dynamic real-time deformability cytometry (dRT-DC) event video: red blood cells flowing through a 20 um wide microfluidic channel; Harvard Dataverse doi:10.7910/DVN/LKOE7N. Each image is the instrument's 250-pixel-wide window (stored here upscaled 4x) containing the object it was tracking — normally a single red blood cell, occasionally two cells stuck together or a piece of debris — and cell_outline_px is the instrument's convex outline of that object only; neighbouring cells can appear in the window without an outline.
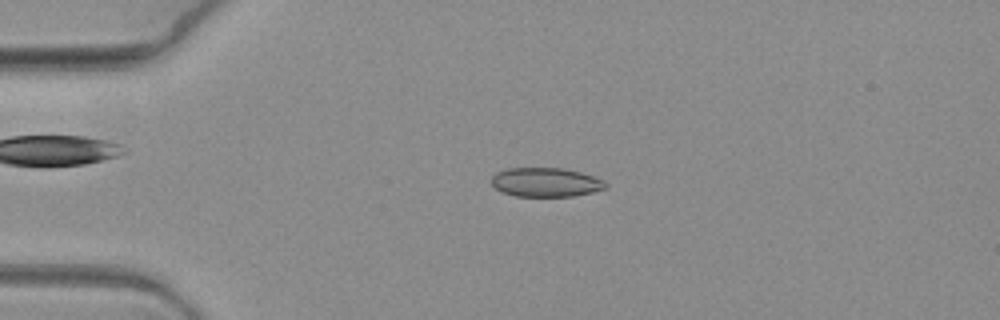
{"species": "common noctule bat (a hibernating species)", "species_latin": "Nyctalus noctula", "temperature_condition": "warm", "stored_images_in_passage": 9, "camera_frame_rate_fps": 3000, "um_per_image_px": 0.085, "animal": {"sex": "female", "body_mass_g": 19.3, "forearm_length_mm": 54.1}, "frame": {"image": 1, "passage_image": 4, "time_ms": 1.0, "image_size_px": [1000, 320], "cell_outline_px": [[608, 188], [592, 192], [572, 196], [516, 196], [500, 192], [492, 184], [492, 176], [496, 172], [508, 168], [564, 168], [580, 172], [604, 180], [608, 184]], "centroid_in_image_um": [46.4, 15.49], "position_along_channel_um": 38.6, "area_um2": 19.42}}
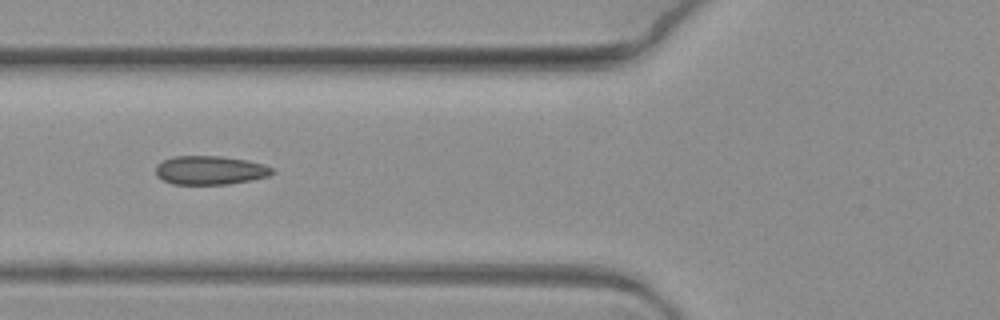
{"frame": {"image": 2, "passage_image": 7, "time_ms": 2.0, "image_size_px": [1000, 320], "cell_outline_px": [[276, 172], [268, 176], [252, 180], [228, 184], [172, 184], [156, 176], [156, 164], [164, 160], [176, 156], [220, 156], [244, 160], [264, 164], [272, 168]], "centroid_in_image_um": [17.86, 14.47], "position_along_channel_um": 107.9, "area_um2": 19.48}}
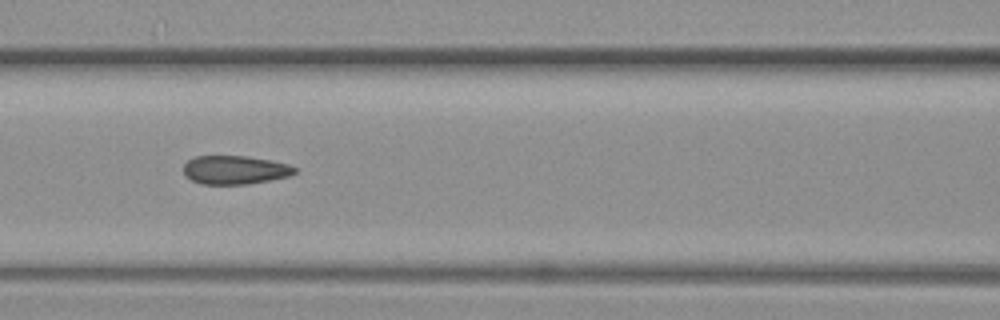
{"frame": {"image": 3, "passage_image": 8, "time_ms": 2.333, "image_size_px": [1000, 320], "cell_outline_px": [[296, 172], [288, 176], [248, 184], [200, 184], [184, 176], [184, 164], [188, 160], [196, 156], [244, 156], [272, 160], [288, 164], [296, 168]], "centroid_in_image_um": [19.94, 14.44], "position_along_channel_um": 146.7, "area_um2": 18.5}}